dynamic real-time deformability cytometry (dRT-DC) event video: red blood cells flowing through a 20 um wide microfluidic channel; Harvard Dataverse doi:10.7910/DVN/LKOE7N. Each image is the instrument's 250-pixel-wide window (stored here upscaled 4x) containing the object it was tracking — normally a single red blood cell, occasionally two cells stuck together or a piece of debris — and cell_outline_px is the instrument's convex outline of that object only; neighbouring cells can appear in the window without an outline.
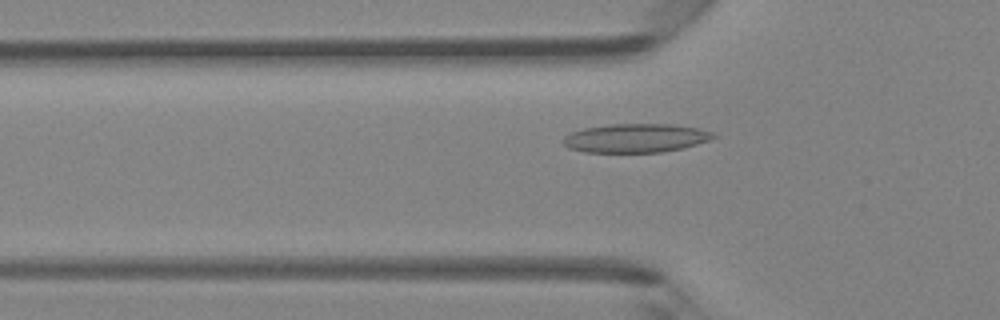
{"species": "Egyptian fruit bat (a non-hibernating species)", "species_latin": "Rousettus aegyptiacus", "temperature_condition": "room temperature", "stored_images_in_passage": 48, "camera_frame_rate_fps": 3000, "um_per_image_px": 0.085, "animal": {"sex": "female"}, "frame": {"image": 1, "passage_image": 16, "time_ms": 5.0, "image_size_px": [1000, 320], "cell_outline_px": [[716, 136], [708, 140], [684, 148], [664, 152], [584, 152], [568, 148], [564, 144], [564, 136], [572, 132], [584, 128], [608, 124], [672, 124], [696, 128], [712, 132]], "centroid_in_image_um": [54.02, 11.74], "position_along_channel_um": 71.8, "area_um2": 25.09}}
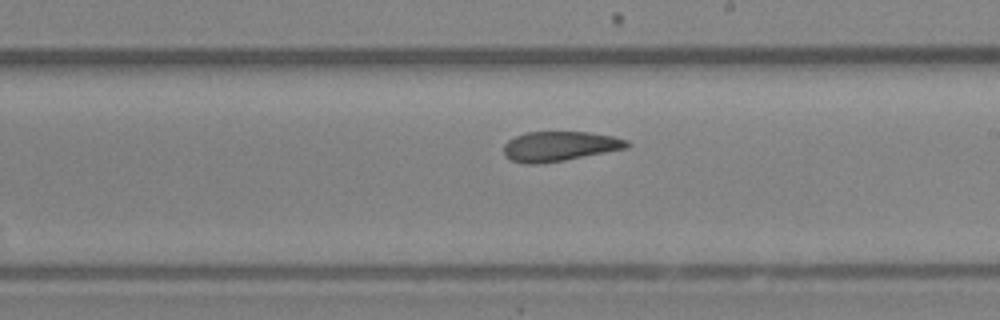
{"frame": {"image": 2, "passage_image": 28, "time_ms": 9.0, "image_size_px": [1000, 320], "cell_outline_px": [[628, 148], [564, 160], [536, 164], [524, 164], [512, 160], [504, 156], [504, 144], [508, 140], [516, 136], [528, 132], [588, 132], [612, 136], [628, 140]], "centroid_in_image_um": [47.54, 12.43], "position_along_channel_um": 241.5, "area_um2": 21.27}}
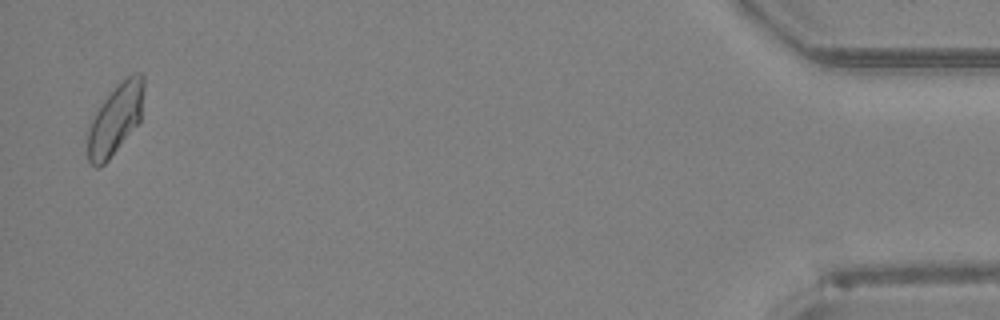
{"frame": {"image": 3, "passage_image": 47, "time_ms": 15.333, "image_size_px": [1000, 320], "cell_outline_px": [[144, 88], [140, 120], [108, 160], [100, 168], [96, 168], [88, 160], [88, 128], [96, 112], [104, 100], [116, 84], [132, 72], [144, 72]], "centroid_in_image_um": [9.83, 10.08], "position_along_channel_um": 425.4, "area_um2": 22.89}, "authors_computed_cell_mechanics": {"area_um2": 22.6865, "velocity_mm_per_s": 4.2501, "shape_relaxation_time_tau1_ms": null, "shape_relaxation_time_tau2_ms": 2.5145, "deformation_change_tau1": null, "deformation_change_tau2": 0.1001}}